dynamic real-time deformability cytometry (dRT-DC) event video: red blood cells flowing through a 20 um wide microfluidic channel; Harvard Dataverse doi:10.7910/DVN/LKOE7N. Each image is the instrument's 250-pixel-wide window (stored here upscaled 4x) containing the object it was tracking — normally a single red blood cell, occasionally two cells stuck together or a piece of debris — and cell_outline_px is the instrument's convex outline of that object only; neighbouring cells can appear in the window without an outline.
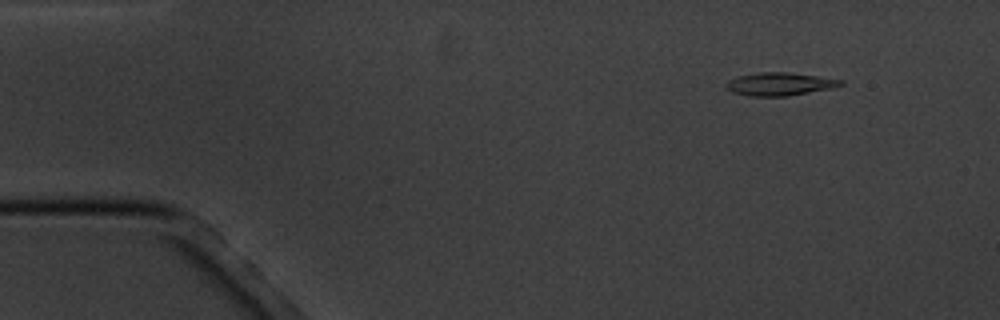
{"species": "common noctule bat (a hibernating species)", "species_latin": "Nyctalus noctula", "temperature_condition": "cold", "stored_images_in_passage": 5, "camera_frame_rate_fps": 3000, "um_per_image_px": 0.085, "animal": {"sex": "male", "body_mass_g": 20.1, "forearm_length_mm": 53.5}, "frame": {"image": 1, "passage_image": 2, "time_ms": 1.0, "image_size_px": [1000, 320], "cell_outline_px": [[844, 84], [832, 88], [788, 96], [748, 96], [732, 92], [724, 88], [724, 84], [728, 80], [740, 76], [760, 72], [784, 72], [816, 76], [844, 80]], "centroid_in_image_um": [66.24, 7.15], "position_along_channel_um": 18.8, "area_um2": 15.32}}
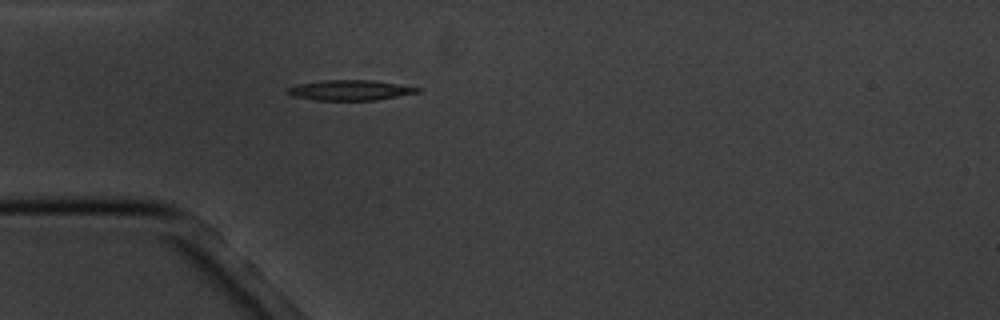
{"frame": {"image": 2, "passage_image": 5, "time_ms": 4.333, "image_size_px": [1000, 320], "cell_outline_px": [[420, 92], [376, 100], [316, 100], [292, 96], [284, 88], [296, 84], [324, 80], [376, 80], [420, 88]], "centroid_in_image_um": [29.72, 7.66], "position_along_channel_um": 55.3, "area_um2": 15.37}}